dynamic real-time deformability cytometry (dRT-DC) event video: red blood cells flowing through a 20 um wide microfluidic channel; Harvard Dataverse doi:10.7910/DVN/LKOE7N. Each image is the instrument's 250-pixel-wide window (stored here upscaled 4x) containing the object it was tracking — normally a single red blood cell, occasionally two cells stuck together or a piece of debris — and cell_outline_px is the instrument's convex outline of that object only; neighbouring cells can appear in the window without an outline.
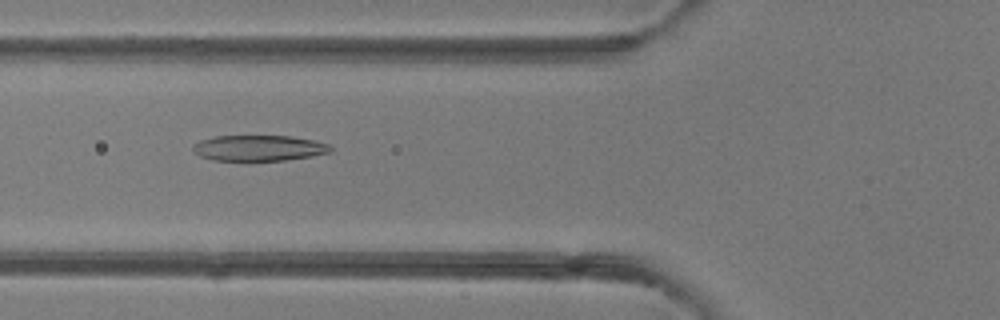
{"species": "common noctule bat (a hibernating species)", "species_latin": "Nyctalus noctula", "temperature_condition": "room temperature", "stored_images_in_passage": 36, "camera_frame_rate_fps": 3000, "um_per_image_px": 0.085, "animal": {"sex": "female"}, "frame": {"image": 1, "passage_image": 5, "time_ms": 1.333, "image_size_px": [1000, 320], "cell_outline_px": [[332, 152], [312, 156], [284, 160], [212, 160], [200, 156], [192, 152], [192, 144], [200, 140], [216, 136], [292, 136], [316, 140], [328, 144], [332, 148]], "centroid_in_image_um": [21.99, 12.58], "position_along_channel_um": 103.8, "area_um2": 20.75}}
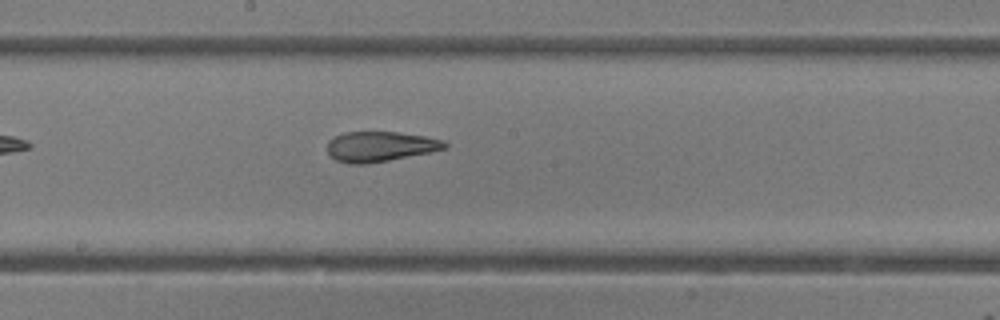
{"frame": {"image": 2, "passage_image": 13, "time_ms": 4.0, "image_size_px": [1000, 320], "cell_outline_px": [[448, 148], [368, 164], [348, 164], [336, 160], [328, 152], [328, 140], [344, 132], [396, 132], [424, 136], [444, 140], [448, 144]], "centroid_in_image_um": [32.3, 12.45], "position_along_channel_um": 215.9, "area_um2": 20.46}}
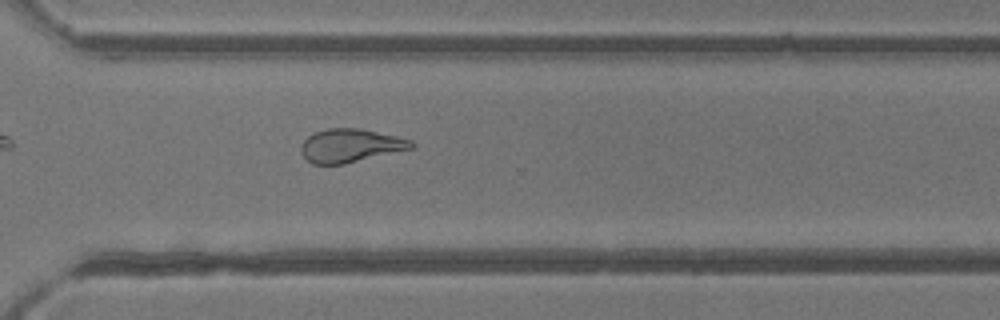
{"frame": {"image": 3, "passage_image": 22, "time_ms": 7.0, "image_size_px": [1000, 320], "cell_outline_px": [[416, 144], [412, 148], [344, 164], [312, 164], [300, 152], [300, 144], [308, 136], [316, 132], [328, 128], [360, 128], [396, 136], [412, 140]], "centroid_in_image_um": [29.77, 12.37], "position_along_channel_um": 340.8, "area_um2": 21.39}, "authors_computed_cell_mechanics": {"area_um2": 21.6461, "velocity_mm_per_s": 4.1787, "shape_relaxation_time_tau1_ms": 10.3405, "shape_relaxation_time_tau2_ms": 1.6098, "deformation_change_tau1": 0.3086, "deformation_change_tau2": 0.0799}}